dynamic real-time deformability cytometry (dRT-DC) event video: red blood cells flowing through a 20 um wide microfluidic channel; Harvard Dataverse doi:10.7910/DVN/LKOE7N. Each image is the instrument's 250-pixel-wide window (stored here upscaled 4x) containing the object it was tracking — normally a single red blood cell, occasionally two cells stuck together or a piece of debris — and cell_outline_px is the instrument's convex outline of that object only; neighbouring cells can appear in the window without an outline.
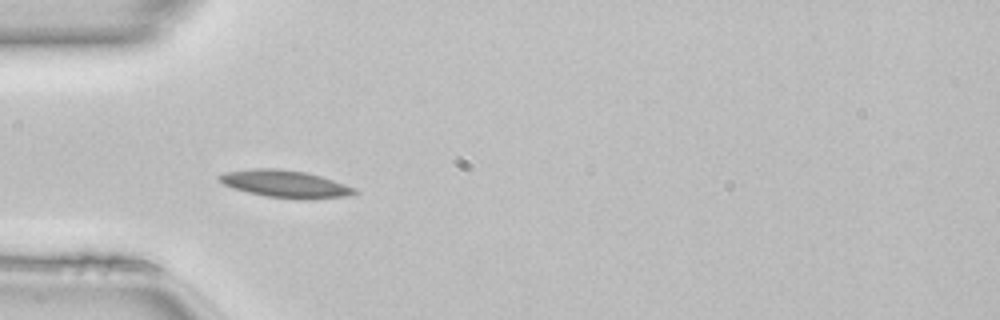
{"species": "common noctule bat (a hibernating species)", "species_latin": "Nyctalus noctula", "temperature_condition": "room temperature", "stored_images_in_passage": 49, "camera_frame_rate_fps": 3000, "um_per_image_px": 0.085, "animal": {"sex": "female", "body_mass_g": 22.7, "forearm_length_mm": 54.2}, "frame": {"image": 1, "passage_image": 15, "time_ms": 4.667, "image_size_px": [1000, 320], "cell_outline_px": [[360, 192], [348, 196], [300, 200], [264, 196], [248, 192], [224, 184], [216, 180], [216, 176], [224, 172], [252, 168], [280, 168], [308, 172], [356, 188]], "centroid_in_image_um": [24.24, 15.63], "position_along_channel_um": 60.8, "area_um2": 21.79}}
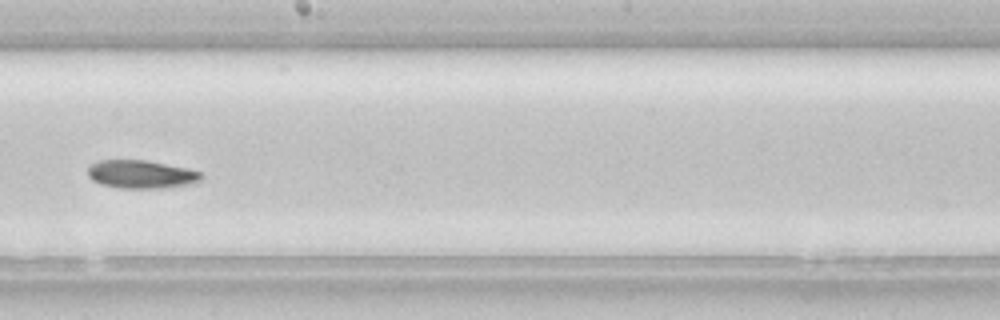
{"frame": {"image": 2, "passage_image": 28, "time_ms": 9.0, "image_size_px": [1000, 320], "cell_outline_px": [[204, 176], [196, 184], [160, 188], [120, 188], [100, 184], [92, 180], [88, 176], [88, 168], [96, 160], [148, 160], [188, 168], [200, 172]], "centroid_in_image_um": [12.03, 14.81], "position_along_channel_um": 236.2, "area_um2": 18.9}}